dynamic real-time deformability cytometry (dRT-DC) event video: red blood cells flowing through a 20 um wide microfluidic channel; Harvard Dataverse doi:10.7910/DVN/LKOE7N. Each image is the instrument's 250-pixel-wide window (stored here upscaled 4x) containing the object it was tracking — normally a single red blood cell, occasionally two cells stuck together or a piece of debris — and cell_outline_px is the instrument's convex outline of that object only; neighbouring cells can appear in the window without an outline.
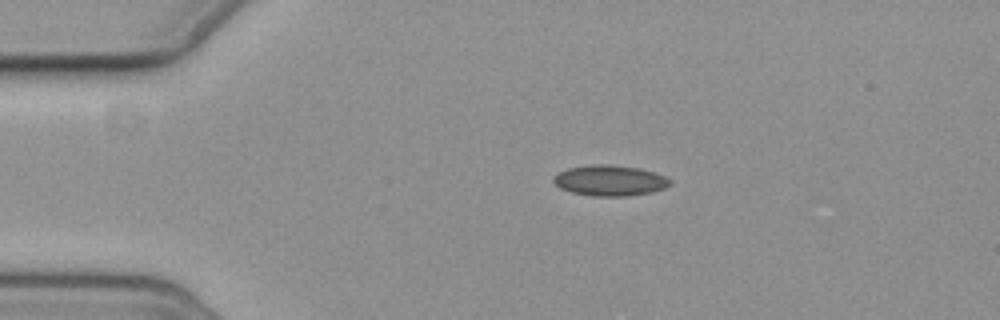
{"species": "common noctule bat (a hibernating species)", "species_latin": "Nyctalus noctula", "temperature_condition": "cold", "stored_images_in_passage": 5, "camera_frame_rate_fps": 3000, "um_per_image_px": 0.085, "animal": {"sex": "female", "body_mass_g": 19.3, "forearm_length_mm": 54.1}, "frame": {"image": 1, "passage_image": 1, "time_ms": 0.0, "image_size_px": [1000, 320], "cell_outline_px": [[672, 184], [664, 188], [652, 192], [628, 196], [592, 196], [572, 192], [560, 188], [552, 180], [552, 176], [556, 172], [568, 168], [592, 164], [608, 164], [640, 168], [656, 172], [672, 180]], "centroid_in_image_um": [51.83, 15.33], "position_along_channel_um": 33.2, "area_um2": 21.1}}
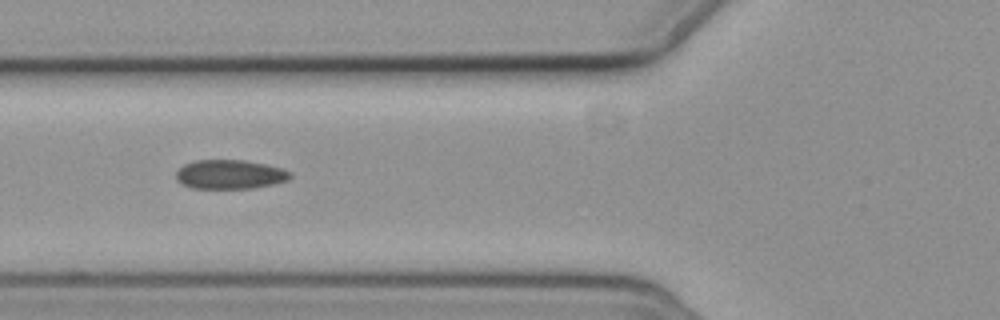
{"frame": {"image": 2, "passage_image": 4, "time_ms": 3.333, "image_size_px": [1000, 320], "cell_outline_px": [[292, 176], [288, 180], [276, 184], [252, 188], [192, 188], [180, 184], [176, 180], [176, 172], [184, 164], [196, 160], [244, 160], [284, 168], [292, 172]], "centroid_in_image_um": [19.56, 14.83], "position_along_channel_um": 106.2, "area_um2": 19.59}}
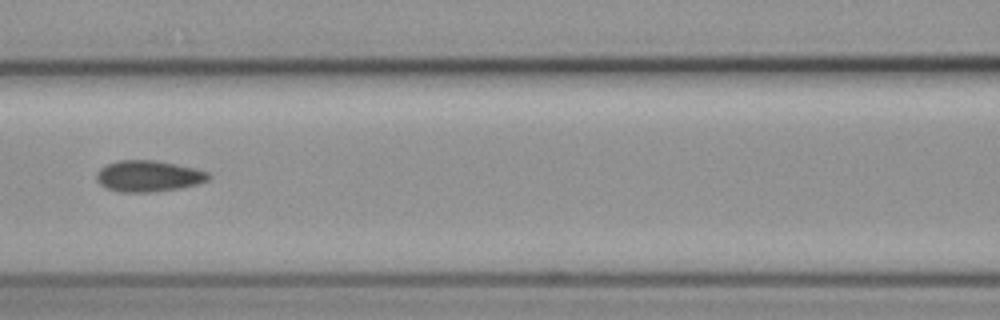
{"frame": {"image": 3, "passage_image": 5, "time_ms": 4.667, "image_size_px": [1000, 320], "cell_outline_px": [[212, 176], [208, 180], [196, 184], [180, 188], [152, 192], [120, 192], [104, 188], [96, 180], [96, 172], [100, 168], [108, 164], [120, 160], [156, 160], [196, 168], [208, 172]], "centroid_in_image_um": [12.61, 14.97], "position_along_channel_um": 154.0, "area_um2": 20.52}}